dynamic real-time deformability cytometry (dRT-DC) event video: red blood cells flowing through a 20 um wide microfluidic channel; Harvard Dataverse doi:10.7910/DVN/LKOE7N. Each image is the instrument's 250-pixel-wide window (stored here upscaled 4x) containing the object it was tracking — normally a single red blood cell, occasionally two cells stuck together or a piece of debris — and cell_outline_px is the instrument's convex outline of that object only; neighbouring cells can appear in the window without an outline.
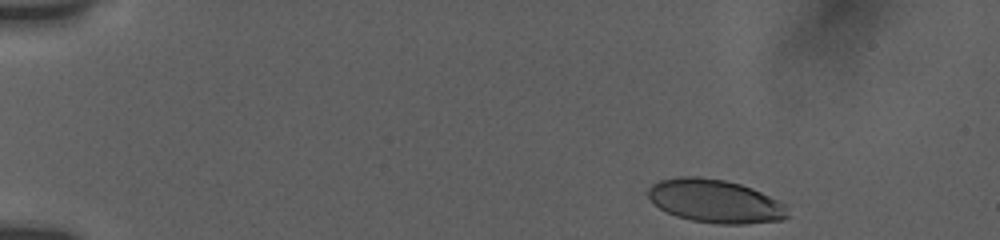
{"species": "human", "species_latin": "Homo sapiens", "temperature_condition": "room temperature", "stored_images_in_passage": 12, "camera_frame_rate_fps": 3000, "um_per_image_px": 0.085, "donor": {"sex": "female"}, "frame": {"image": 1, "passage_image": 1, "time_ms": 0.0, "image_size_px": [1000, 240], "cell_outline_px": [[788, 216], [784, 220], [744, 224], [716, 224], [692, 220], [676, 216], [652, 204], [644, 192], [652, 184], [660, 180], [680, 176], [696, 176], [724, 180], [740, 184], [752, 188], [784, 204]], "centroid_in_image_um": [60.72, 17.1], "position_along_channel_um": 24.3, "area_um2": 35.32}}
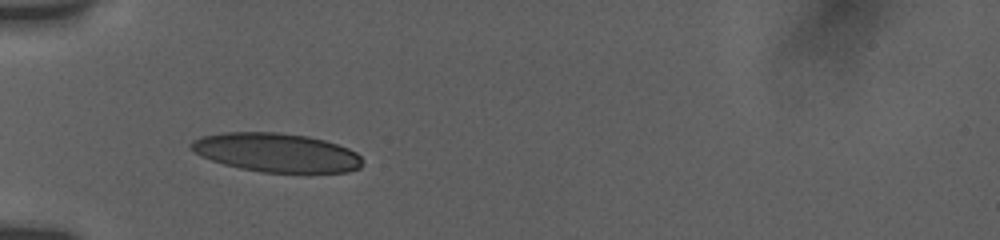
{"frame": {"image": 2, "passage_image": 11, "time_ms": 3.667, "image_size_px": [1000, 240], "cell_outline_px": [[364, 164], [360, 168], [348, 172], [260, 172], [240, 168], [224, 164], [200, 156], [192, 152], [188, 148], [188, 144], [192, 140], [200, 136], [224, 132], [276, 132], [308, 136], [324, 140], [348, 148], [356, 152], [360, 156]], "centroid_in_image_um": [23.45, 12.96], "position_along_channel_um": 61.6, "area_um2": 39.07}}